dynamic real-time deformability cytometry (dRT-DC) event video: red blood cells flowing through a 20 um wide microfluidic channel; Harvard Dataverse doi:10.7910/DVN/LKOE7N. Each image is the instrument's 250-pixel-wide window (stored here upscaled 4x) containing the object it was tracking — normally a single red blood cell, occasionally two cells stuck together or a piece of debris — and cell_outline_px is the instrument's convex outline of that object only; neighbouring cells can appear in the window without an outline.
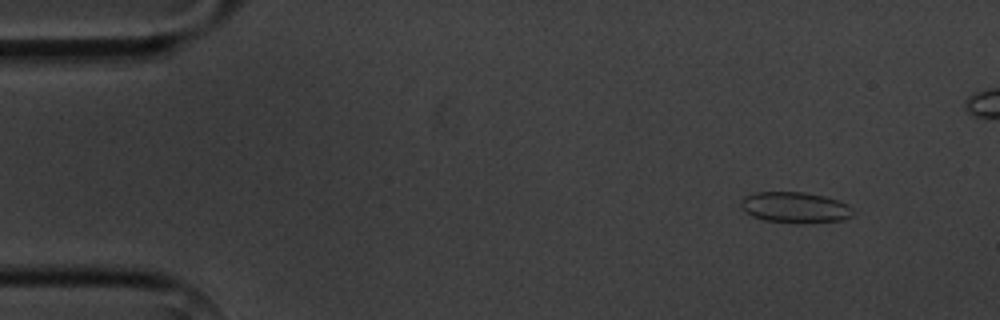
{"species": "common noctule bat (a hibernating species)", "species_latin": "Nyctalus noctula", "temperature_condition": "cold", "stored_images_in_passage": 5, "camera_frame_rate_fps": 3000, "um_per_image_px": 0.085, "animal": {"sex": "male", "body_mass_g": 20.1, "forearm_length_mm": 53.5}, "frame": {"image": 1, "passage_image": 1, "time_ms": 0.0, "image_size_px": [1000, 320], "cell_outline_px": [[852, 216], [844, 220], [800, 224], [764, 220], [752, 216], [740, 208], [740, 200], [744, 196], [756, 192], [804, 192], [824, 196], [848, 204], [852, 212]], "centroid_in_image_um": [67.54, 17.64], "position_along_channel_um": 17.5, "area_um2": 20.35}}